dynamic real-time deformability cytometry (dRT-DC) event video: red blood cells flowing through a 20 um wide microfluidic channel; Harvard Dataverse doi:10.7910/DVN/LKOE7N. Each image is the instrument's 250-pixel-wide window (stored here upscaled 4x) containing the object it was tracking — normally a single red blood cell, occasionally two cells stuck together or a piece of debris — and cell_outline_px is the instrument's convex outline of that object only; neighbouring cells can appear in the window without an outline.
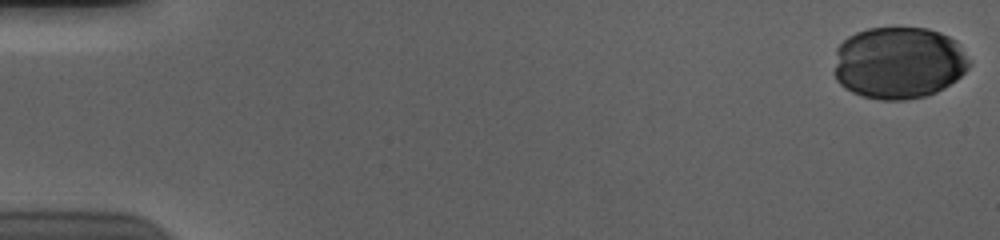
{"species": "human", "species_latin": "Homo sapiens", "temperature_condition": "cold", "stored_images_in_passage": 47, "camera_frame_rate_fps": 3000, "um_per_image_px": 0.085, "donor": {"sex": "male"}, "frame": {"image": 1, "passage_image": 1, "time_ms": 0.0, "image_size_px": [1000, 240], "cell_outline_px": [[972, 60], [968, 68], [956, 80], [944, 88], [936, 92], [924, 96], [904, 100], [880, 100], [864, 96], [852, 92], [844, 88], [836, 80], [832, 72], [836, 48], [848, 36], [856, 32], [868, 28], [928, 28], [940, 32], [956, 40]], "centroid_in_image_um": [76.38, 5.33], "position_along_channel_um": 8.6, "area_um2": 57.51}}
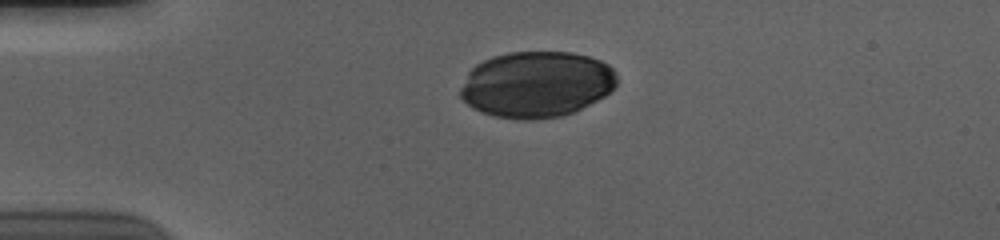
{"frame": {"image": 2, "passage_image": 14, "time_ms": 4.333, "image_size_px": [1000, 240], "cell_outline_px": [[616, 84], [604, 96], [576, 112], [560, 116], [528, 120], [524, 120], [496, 116], [472, 108], [460, 96], [460, 88], [468, 72], [476, 64], [492, 56], [508, 52], [572, 52], [588, 56], [600, 60], [608, 64], [616, 72]], "centroid_in_image_um": [45.6, 7.16], "position_along_channel_um": 39.4, "area_um2": 60.34}}